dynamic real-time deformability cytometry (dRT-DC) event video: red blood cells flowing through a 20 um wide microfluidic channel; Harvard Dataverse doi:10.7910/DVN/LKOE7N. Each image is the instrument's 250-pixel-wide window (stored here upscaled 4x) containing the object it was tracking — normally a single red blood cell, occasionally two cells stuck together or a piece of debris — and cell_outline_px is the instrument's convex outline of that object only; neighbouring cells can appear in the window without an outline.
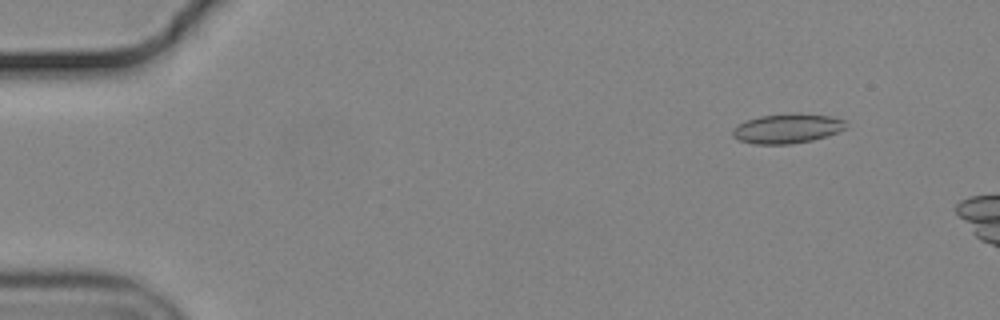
{"species": "common noctule bat (a hibernating species)", "species_latin": "Nyctalus noctula", "temperature_condition": "cold", "stored_images_in_passage": 10, "camera_frame_rate_fps": 3000, "um_per_image_px": 0.085, "animal": {"sex": "male", "body_mass_g": 19.2, "forearm_length_mm": 51.8}, "frame": {"image": 1, "passage_image": 5, "time_ms": 1.333, "image_size_px": [1000, 320], "cell_outline_px": [[848, 128], [812, 140], [788, 144], [752, 144], [740, 140], [732, 136], [732, 128], [736, 124], [744, 120], [760, 116], [792, 112], [796, 112], [832, 116], [844, 120]], "centroid_in_image_um": [66.87, 10.9], "position_along_channel_um": 18.1, "area_um2": 19.83}}